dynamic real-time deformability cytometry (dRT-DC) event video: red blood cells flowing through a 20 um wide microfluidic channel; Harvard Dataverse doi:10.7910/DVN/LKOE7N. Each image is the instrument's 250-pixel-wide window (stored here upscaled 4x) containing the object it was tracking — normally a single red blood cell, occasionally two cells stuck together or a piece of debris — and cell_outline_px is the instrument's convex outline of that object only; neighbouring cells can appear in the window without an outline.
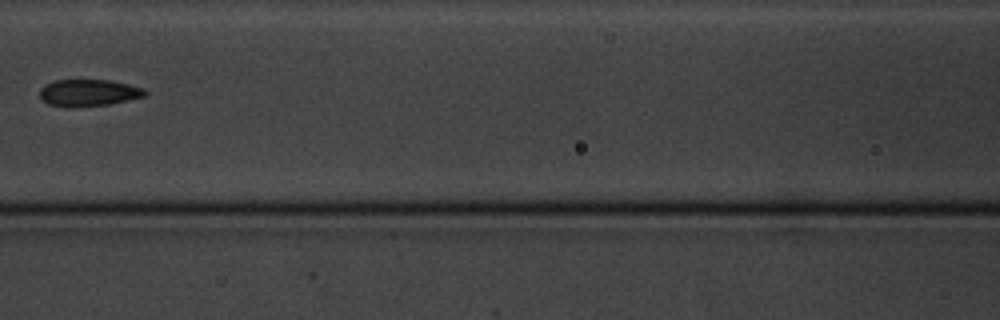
{"species": "common noctule bat (a hibernating species)", "species_latin": "Nyctalus noctula", "temperature_condition": "cold", "stored_images_in_passage": 6, "camera_frame_rate_fps": 3000, "um_per_image_px": 0.085, "animal": {"sex": "male", "body_mass_g": 20.1, "forearm_length_mm": 53.5}, "frame": {"image": 1, "passage_image": 6, "time_ms": 7.333, "image_size_px": [1000, 320], "cell_outline_px": [[148, 92], [144, 96], [108, 104], [72, 108], [64, 108], [48, 104], [40, 96], [40, 88], [52, 80], [112, 80], [144, 88]], "centroid_in_image_um": [7.5, 7.89], "position_along_channel_um": 159.1, "area_um2": 16.59}}